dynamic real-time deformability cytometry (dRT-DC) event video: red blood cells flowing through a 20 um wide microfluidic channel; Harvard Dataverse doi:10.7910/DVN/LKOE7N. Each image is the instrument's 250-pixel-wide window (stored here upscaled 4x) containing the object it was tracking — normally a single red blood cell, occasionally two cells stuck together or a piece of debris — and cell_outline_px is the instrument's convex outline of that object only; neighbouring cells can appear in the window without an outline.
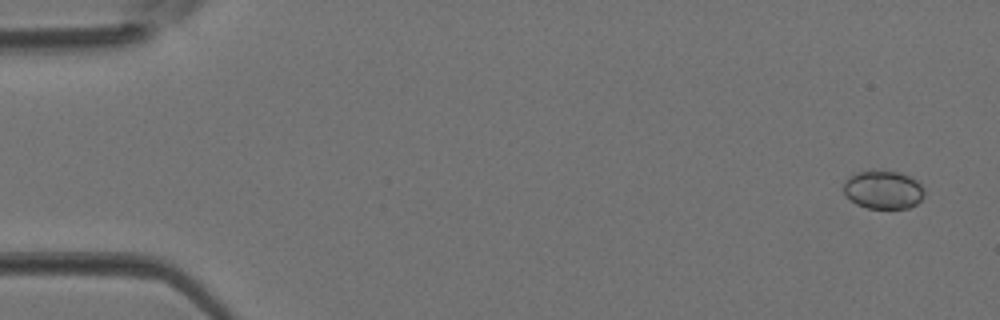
{"species": "Egyptian fruit bat (a non-hibernating species)", "species_latin": "Rousettus aegyptiacus", "temperature_condition": "room temperature", "stored_images_in_passage": 4, "camera_frame_rate_fps": 3000, "um_per_image_px": 0.085, "animal": {"sex": "female"}, "frame": {"image": 1, "passage_image": 1, "time_ms": 0.0, "image_size_px": [1000, 320], "cell_outline_px": [[924, 196], [916, 204], [908, 208], [868, 208], [856, 204], [844, 196], [844, 180], [848, 176], [856, 172], [872, 168], [900, 172], [916, 180], [924, 188]], "centroid_in_image_um": [75.03, 16.09], "position_along_channel_um": 10.0, "area_um2": 18.55}}
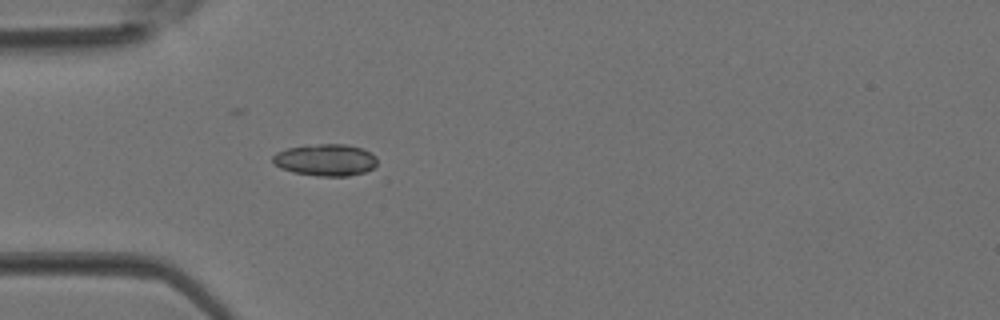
{"frame": {"image": 2, "passage_image": 4, "time_ms": 1.0, "image_size_px": [1000, 320], "cell_outline_px": [[376, 164], [372, 168], [364, 172], [348, 176], [316, 176], [292, 172], [280, 168], [272, 160], [272, 156], [276, 152], [288, 148], [320, 144], [344, 144], [364, 148], [376, 156]], "centroid_in_image_um": [27.67, 13.6], "position_along_channel_um": 57.3, "area_um2": 19.36}}